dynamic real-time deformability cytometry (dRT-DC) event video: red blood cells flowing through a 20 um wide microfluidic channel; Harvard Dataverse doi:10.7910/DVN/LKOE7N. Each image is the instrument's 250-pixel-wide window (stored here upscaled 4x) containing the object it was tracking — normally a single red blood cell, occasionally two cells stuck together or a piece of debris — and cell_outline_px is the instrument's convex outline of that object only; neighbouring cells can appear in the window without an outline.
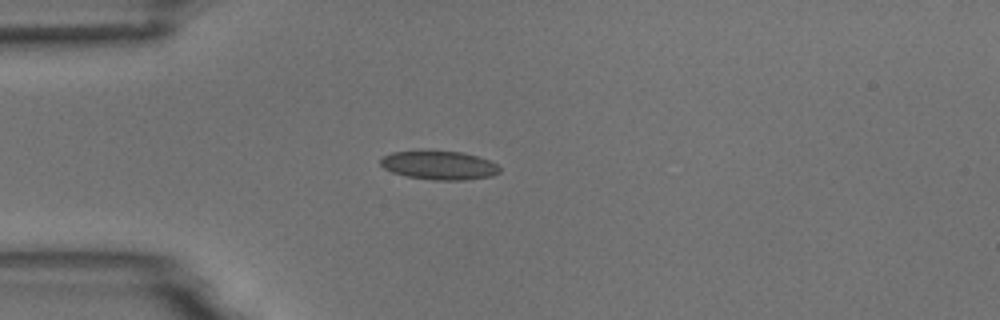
{"species": "common noctule bat (a hibernating species)", "species_latin": "Nyctalus noctula", "temperature_condition": "room temperature", "stored_images_in_passage": 5, "camera_frame_rate_fps": 3000, "um_per_image_px": 0.085, "animal": {"sex": "male", "body_mass_g": 18.8}, "frame": {"image": 1, "passage_image": 4, "time_ms": 3.667, "image_size_px": [1000, 320], "cell_outline_px": [[500, 172], [492, 176], [464, 180], [432, 180], [408, 176], [392, 172], [384, 168], [380, 164], [380, 160], [384, 156], [392, 152], [464, 152], [488, 160], [496, 164], [500, 168]], "centroid_in_image_um": [37.35, 14.07], "position_along_channel_um": 47.7, "area_um2": 19.54}}